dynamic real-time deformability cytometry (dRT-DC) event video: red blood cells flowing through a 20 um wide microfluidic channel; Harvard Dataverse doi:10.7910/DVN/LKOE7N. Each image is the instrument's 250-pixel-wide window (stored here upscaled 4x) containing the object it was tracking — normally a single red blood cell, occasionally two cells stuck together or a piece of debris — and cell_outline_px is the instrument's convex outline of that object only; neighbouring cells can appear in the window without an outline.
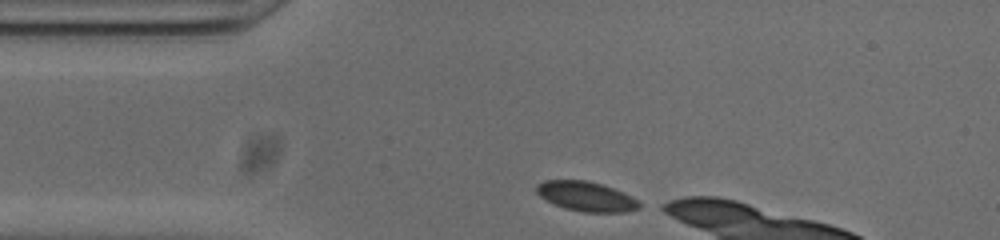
{"species": "common noctule bat (a hibernating species)", "species_latin": "Nyctalus noctula", "temperature_condition": "cold", "stored_images_in_passage": 9, "camera_frame_rate_fps": 3000, "um_per_image_px": 0.085, "animal": {"sex": "male", "body_mass_g": 20.0, "forearm_length_mm": 53.3}, "frame": {"image": 1, "passage_image": 1, "time_ms": 0.0, "image_size_px": [1000, 240], "cell_outline_px": [[644, 204], [640, 208], [628, 212], [584, 212], [564, 208], [552, 204], [540, 196], [536, 192], [536, 184], [544, 180], [588, 180], [612, 188]], "centroid_in_image_um": [49.79, 16.7], "position_along_channel_um": 35.2, "area_um2": 17.74}}